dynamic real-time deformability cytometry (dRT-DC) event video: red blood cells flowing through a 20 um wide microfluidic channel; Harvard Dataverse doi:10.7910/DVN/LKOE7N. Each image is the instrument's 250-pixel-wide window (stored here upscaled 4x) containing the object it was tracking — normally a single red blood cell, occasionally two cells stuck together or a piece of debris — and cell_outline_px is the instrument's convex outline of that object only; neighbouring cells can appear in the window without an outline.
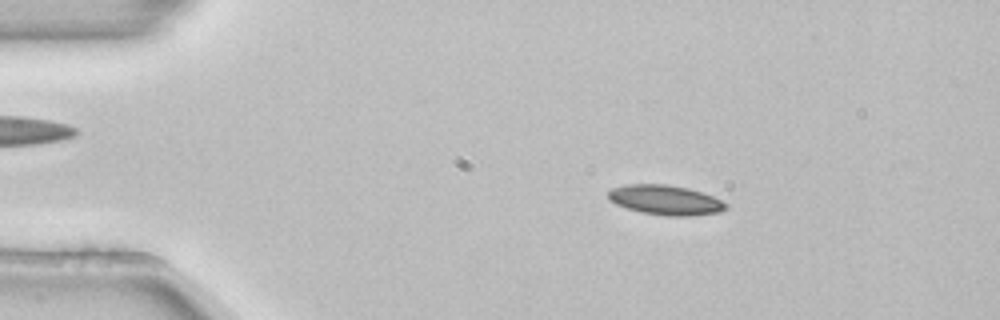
{"species": "common noctule bat (a hibernating species)", "species_latin": "Nyctalus noctula", "temperature_condition": "room temperature", "stored_images_in_passage": 53, "camera_frame_rate_fps": 3000, "um_per_image_px": 0.085, "animal": {"sex": "female", "body_mass_g": 22.7, "forearm_length_mm": 54.2}, "frame": {"image": 1, "passage_image": 9, "time_ms": 2.667, "image_size_px": [1000, 320], "cell_outline_px": [[728, 208], [720, 212], [688, 216], [668, 216], [640, 212], [616, 204], [608, 196], [608, 192], [612, 188], [628, 184], [664, 184], [688, 188], [712, 196], [728, 204]], "centroid_in_image_um": [56.58, 17.0], "position_along_channel_um": 28.4, "area_um2": 20.23}}
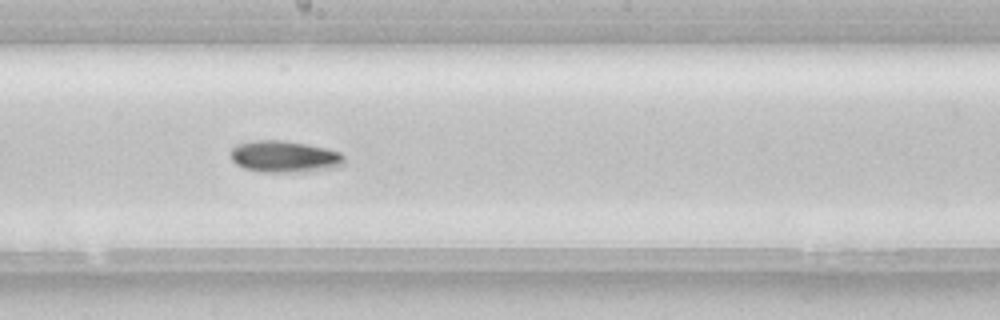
{"frame": {"image": 2, "passage_image": 29, "time_ms": 9.333, "image_size_px": [1000, 320], "cell_outline_px": [[344, 164], [336, 168], [304, 172], [260, 172], [244, 168], [236, 164], [232, 160], [232, 148], [236, 144], [256, 140], [284, 140], [324, 148], [340, 152], [344, 156]], "centroid_in_image_um": [24.19, 13.32], "position_along_channel_um": 224.0, "area_um2": 21.04}}
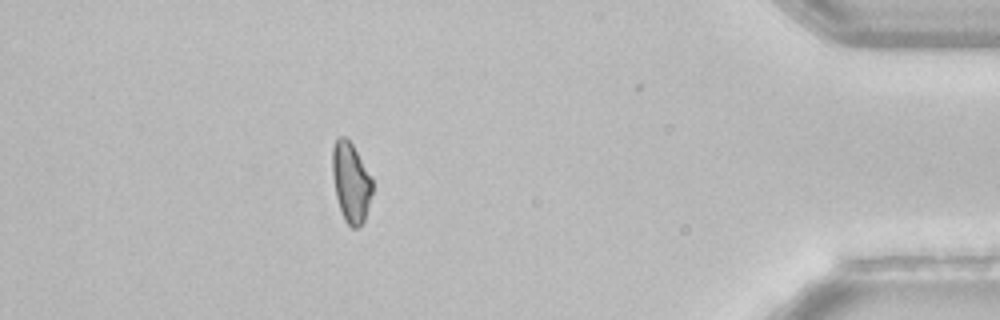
{"frame": {"image": 3, "passage_image": 47, "time_ms": 15.333, "image_size_px": [1000, 320], "cell_outline_px": [[372, 192], [364, 220], [356, 228], [352, 228], [344, 220], [336, 196], [332, 176], [332, 148], [336, 140], [340, 136], [344, 136], [352, 144], [372, 180]], "centroid_in_image_um": [29.8, 15.5], "position_along_channel_um": 405.4, "area_um2": 18.21}, "authors_computed_cell_mechanics": {"area_um2": 19.4786, "velocity_mm_per_s": 3.8573, "shape_relaxation_time_tau1_ms": 2.4941, "shape_relaxation_time_tau2_ms": null, "deformation_change_tau1": 0.1162, "deformation_change_tau2": null}}